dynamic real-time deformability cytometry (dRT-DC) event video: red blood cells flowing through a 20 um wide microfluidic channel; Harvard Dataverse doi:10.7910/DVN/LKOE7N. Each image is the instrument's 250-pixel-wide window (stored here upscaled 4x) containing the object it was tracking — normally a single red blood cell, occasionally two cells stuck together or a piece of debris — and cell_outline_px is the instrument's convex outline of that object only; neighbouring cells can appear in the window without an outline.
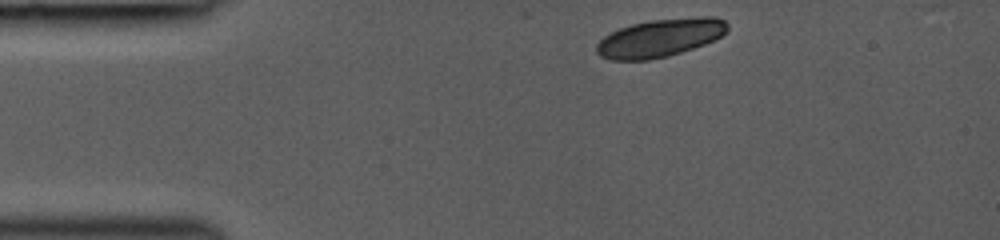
{"species": "common noctule bat (a hibernating species)", "species_latin": "Nyctalus noctula", "temperature_condition": "room temperature", "stored_images_in_passage": 4, "camera_frame_rate_fps": 3000, "um_per_image_px": 0.085, "animal": {"sex": "female", "body_mass_g": 19.0, "forearm_length_mm": 53.3}, "frame": {"image": 1, "passage_image": 1, "time_ms": 0.0, "image_size_px": [1000, 240], "cell_outline_px": [[728, 28], [720, 36], [704, 44], [668, 56], [648, 60], [612, 60], [600, 56], [596, 52], [596, 44], [604, 36], [620, 28], [632, 24], [648, 20], [696, 16], [716, 16], [724, 20], [728, 24]], "centroid_in_image_um": [56.09, 3.2], "position_along_channel_um": 28.9, "area_um2": 29.02}}